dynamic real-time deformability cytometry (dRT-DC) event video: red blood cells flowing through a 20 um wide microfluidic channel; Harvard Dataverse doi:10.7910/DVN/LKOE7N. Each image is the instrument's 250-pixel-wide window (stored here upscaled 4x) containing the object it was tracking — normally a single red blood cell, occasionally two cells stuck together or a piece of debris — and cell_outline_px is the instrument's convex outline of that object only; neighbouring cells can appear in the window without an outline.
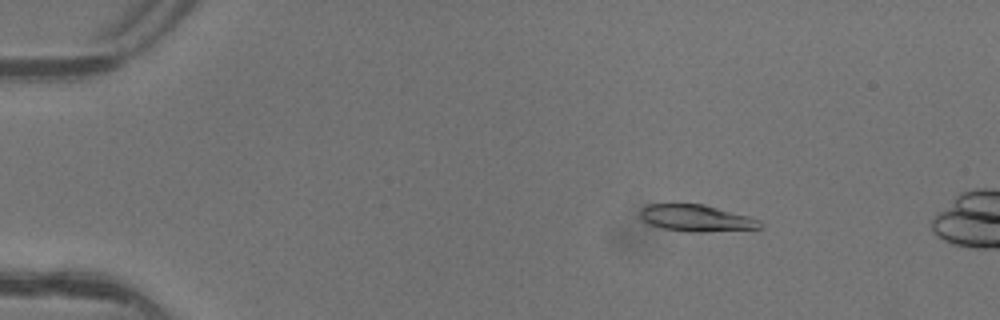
{"species": "common noctule bat (a hibernating species)", "species_latin": "Nyctalus noctula", "temperature_condition": "warm", "stored_images_in_passage": 4, "camera_frame_rate_fps": 3000, "um_per_image_px": 0.085, "animal": {"sex": "female"}, "frame": {"image": 1, "passage_image": 2, "time_ms": 0.333, "image_size_px": [1000, 320], "cell_outline_px": [[764, 224], [760, 228], [704, 232], [688, 232], [664, 228], [648, 224], [640, 216], [640, 208], [648, 204], [704, 204], [752, 216], [760, 220]], "centroid_in_image_um": [59.23, 18.53], "position_along_channel_um": 25.8, "area_um2": 18.84}}